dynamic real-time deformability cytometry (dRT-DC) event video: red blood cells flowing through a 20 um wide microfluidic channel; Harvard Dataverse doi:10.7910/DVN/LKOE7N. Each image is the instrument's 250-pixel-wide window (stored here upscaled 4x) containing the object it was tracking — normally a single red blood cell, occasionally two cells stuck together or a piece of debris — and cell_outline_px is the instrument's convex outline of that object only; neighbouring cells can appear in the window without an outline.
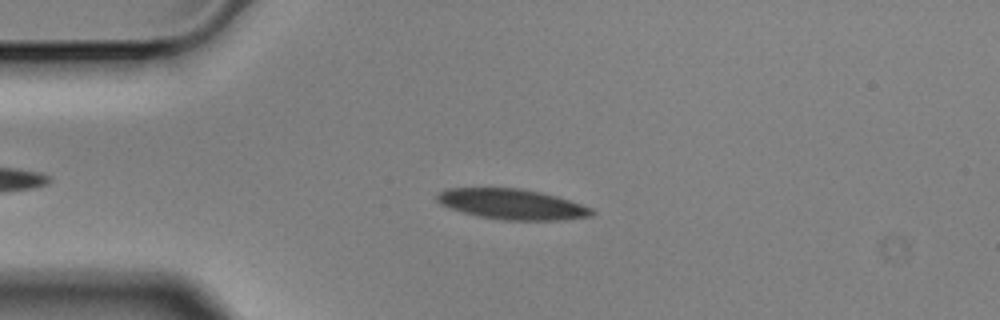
{"species": "Egyptian fruit bat (a non-hibernating species)", "species_latin": "Rousettus aegyptiacus", "temperature_condition": "cold", "stored_images_in_passage": 13, "camera_frame_rate_fps": 3000, "um_per_image_px": 0.085, "animal": {"sex": "male"}, "frame": {"image": 1, "passage_image": 3, "time_ms": 0.667, "image_size_px": [1000, 320], "cell_outline_px": [[596, 212], [592, 216], [560, 220], [504, 220], [480, 216], [464, 212], [440, 204], [436, 200], [436, 196], [440, 192], [448, 188], [520, 188], [540, 192], [556, 196], [592, 208]], "centroid_in_image_um": [43.54, 17.35], "position_along_channel_um": 41.5, "area_um2": 27.17}}
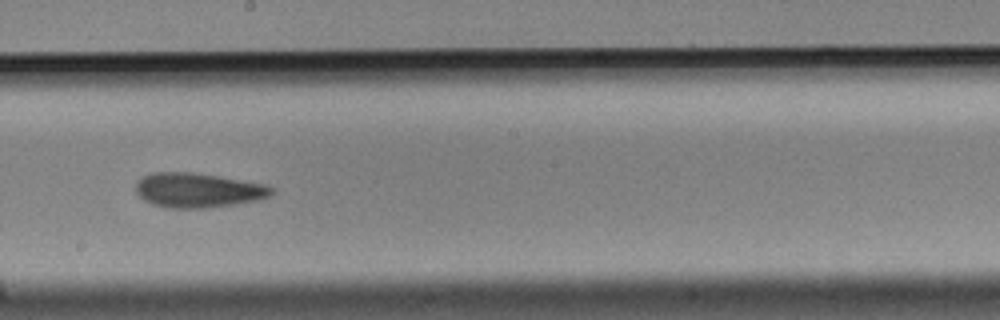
{"frame": {"image": 2, "passage_image": 8, "time_ms": 2.333, "image_size_px": [1000, 320], "cell_outline_px": [[272, 192], [268, 196], [252, 200], [232, 204], [208, 208], [168, 208], [152, 204], [144, 200], [136, 192], [136, 180], [140, 176], [152, 172], [192, 172], [264, 184], [272, 188]], "centroid_in_image_um": [16.71, 16.16], "position_along_channel_um": 231.5, "area_um2": 27.05}}
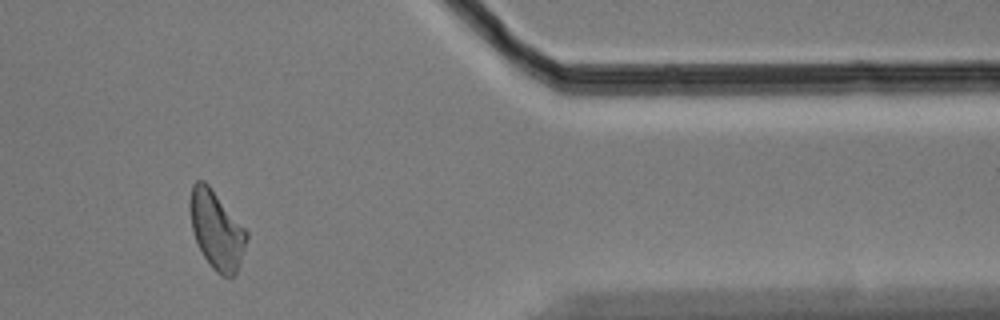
{"frame": {"image": 3, "passage_image": 12, "time_ms": 3.667, "image_size_px": [1000, 320], "cell_outline_px": [[248, 236], [240, 264], [236, 276], [220, 276], [212, 268], [204, 256], [192, 232], [188, 208], [188, 200], [192, 184], [196, 180], [204, 180], [208, 184], [248, 232]], "centroid_in_image_um": [18.38, 19.53], "position_along_channel_um": 393.0, "area_um2": 25.95}}